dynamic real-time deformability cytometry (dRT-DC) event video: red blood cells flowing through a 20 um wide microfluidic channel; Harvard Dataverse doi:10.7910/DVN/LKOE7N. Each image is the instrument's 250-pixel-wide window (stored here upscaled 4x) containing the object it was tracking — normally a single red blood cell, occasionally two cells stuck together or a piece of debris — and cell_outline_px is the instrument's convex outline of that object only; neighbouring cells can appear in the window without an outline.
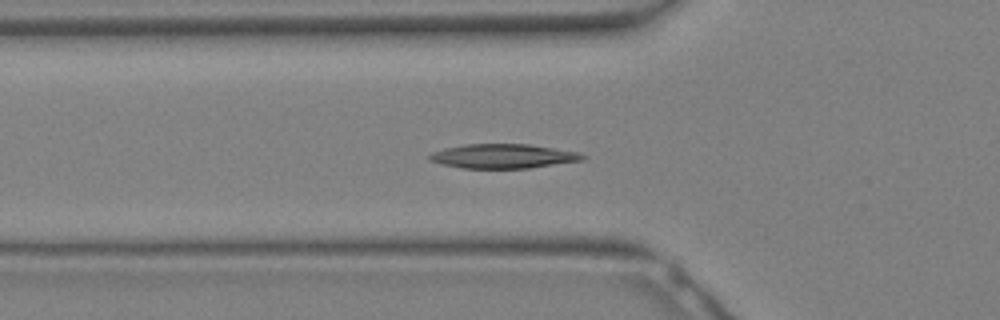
{"species": "Egyptian fruit bat (a non-hibernating species)", "species_latin": "Rousettus aegyptiacus", "temperature_condition": "warm", "stored_images_in_passage": 31, "camera_frame_rate_fps": 3000, "um_per_image_px": 0.085, "animal": {"sex": "female"}, "frame": {"image": 1, "passage_image": 10, "time_ms": 3.0, "image_size_px": [1000, 320], "cell_outline_px": [[588, 156], [584, 160], [528, 168], [464, 168], [440, 164], [428, 160], [428, 156], [432, 152], [444, 148], [464, 144], [528, 144], [576, 152]], "centroid_in_image_um": [42.72, 13.27], "position_along_channel_um": 83.1, "area_um2": 21.62}}
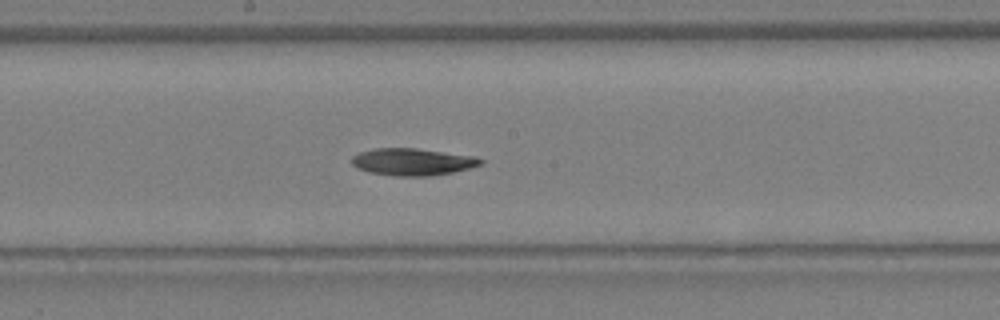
{"frame": {"image": 2, "passage_image": 16, "time_ms": 5.0, "image_size_px": [1000, 320], "cell_outline_px": [[484, 164], [452, 172], [428, 176], [396, 176], [368, 172], [352, 164], [352, 156], [360, 152], [376, 148], [416, 148], [476, 156], [484, 160]], "centroid_in_image_um": [35.1, 13.75], "position_along_channel_um": 213.1, "area_um2": 20.29}}
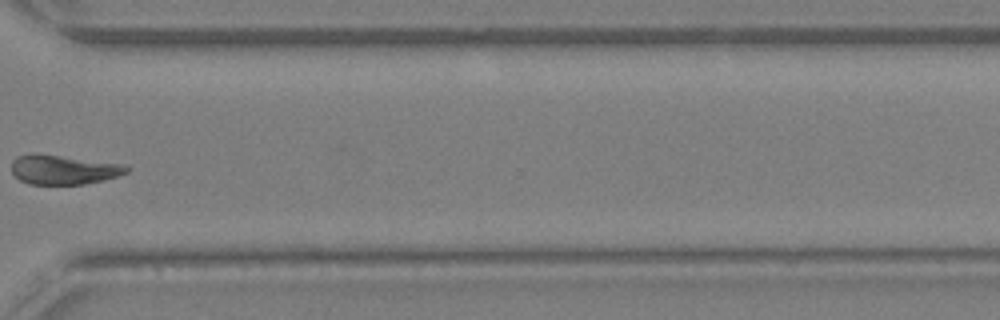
{"frame": {"image": 3, "passage_image": 23, "time_ms": 7.333, "image_size_px": [1000, 320], "cell_outline_px": [[128, 172], [104, 180], [84, 184], [28, 184], [20, 180], [12, 172], [12, 160], [16, 156], [56, 156], [128, 164]], "centroid_in_image_um": [5.45, 14.46], "position_along_channel_um": 365.1, "area_um2": 19.07}}